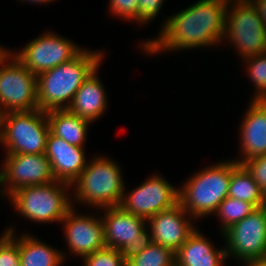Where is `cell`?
Returning a JSON list of instances; mask_svg holds the SVG:
<instances>
[{
	"label": "cell",
	"instance_id": "6da1fadb",
	"mask_svg": "<svg viewBox=\"0 0 266 266\" xmlns=\"http://www.w3.org/2000/svg\"><path fill=\"white\" fill-rule=\"evenodd\" d=\"M228 0H200L168 19L158 39L144 47L155 53L164 49L213 45L224 35Z\"/></svg>",
	"mask_w": 266,
	"mask_h": 266
},
{
	"label": "cell",
	"instance_id": "7a4b0ae2",
	"mask_svg": "<svg viewBox=\"0 0 266 266\" xmlns=\"http://www.w3.org/2000/svg\"><path fill=\"white\" fill-rule=\"evenodd\" d=\"M101 53L81 51L76 57L37 75L38 109H65L64 101L71 102L83 82L100 65Z\"/></svg>",
	"mask_w": 266,
	"mask_h": 266
},
{
	"label": "cell",
	"instance_id": "3957f363",
	"mask_svg": "<svg viewBox=\"0 0 266 266\" xmlns=\"http://www.w3.org/2000/svg\"><path fill=\"white\" fill-rule=\"evenodd\" d=\"M40 109L0 114V142L8 154H43L50 126Z\"/></svg>",
	"mask_w": 266,
	"mask_h": 266
},
{
	"label": "cell",
	"instance_id": "277c9868",
	"mask_svg": "<svg viewBox=\"0 0 266 266\" xmlns=\"http://www.w3.org/2000/svg\"><path fill=\"white\" fill-rule=\"evenodd\" d=\"M231 163L224 162L193 176L179 190V204L194 217L216 212L219 204L228 196Z\"/></svg>",
	"mask_w": 266,
	"mask_h": 266
},
{
	"label": "cell",
	"instance_id": "5b68a950",
	"mask_svg": "<svg viewBox=\"0 0 266 266\" xmlns=\"http://www.w3.org/2000/svg\"><path fill=\"white\" fill-rule=\"evenodd\" d=\"M121 172L113 161L96 158L73 181L78 200L99 207L119 206L124 195Z\"/></svg>",
	"mask_w": 266,
	"mask_h": 266
},
{
	"label": "cell",
	"instance_id": "8992f818",
	"mask_svg": "<svg viewBox=\"0 0 266 266\" xmlns=\"http://www.w3.org/2000/svg\"><path fill=\"white\" fill-rule=\"evenodd\" d=\"M56 182L61 185H57ZM64 185L69 187L70 184L55 180L45 185L22 187L13 192L10 197L16 209L31 220L62 221L72 208L64 188H61Z\"/></svg>",
	"mask_w": 266,
	"mask_h": 266
},
{
	"label": "cell",
	"instance_id": "52a82bcc",
	"mask_svg": "<svg viewBox=\"0 0 266 266\" xmlns=\"http://www.w3.org/2000/svg\"><path fill=\"white\" fill-rule=\"evenodd\" d=\"M105 210L106 216L102 220L106 247L118 249L125 262L153 243L144 228L145 219L123 210L120 206L106 207Z\"/></svg>",
	"mask_w": 266,
	"mask_h": 266
},
{
	"label": "cell",
	"instance_id": "ba28073f",
	"mask_svg": "<svg viewBox=\"0 0 266 266\" xmlns=\"http://www.w3.org/2000/svg\"><path fill=\"white\" fill-rule=\"evenodd\" d=\"M234 7L230 13L226 9L224 36L233 40L243 57L266 53V27L254 3L238 0Z\"/></svg>",
	"mask_w": 266,
	"mask_h": 266
},
{
	"label": "cell",
	"instance_id": "9c48e42d",
	"mask_svg": "<svg viewBox=\"0 0 266 266\" xmlns=\"http://www.w3.org/2000/svg\"><path fill=\"white\" fill-rule=\"evenodd\" d=\"M227 237L226 255L235 254L249 266H255L266 258V205L223 232Z\"/></svg>",
	"mask_w": 266,
	"mask_h": 266
},
{
	"label": "cell",
	"instance_id": "30bf717a",
	"mask_svg": "<svg viewBox=\"0 0 266 266\" xmlns=\"http://www.w3.org/2000/svg\"><path fill=\"white\" fill-rule=\"evenodd\" d=\"M13 58L9 65L0 63V114L38 109L37 77Z\"/></svg>",
	"mask_w": 266,
	"mask_h": 266
},
{
	"label": "cell",
	"instance_id": "8fae6325",
	"mask_svg": "<svg viewBox=\"0 0 266 266\" xmlns=\"http://www.w3.org/2000/svg\"><path fill=\"white\" fill-rule=\"evenodd\" d=\"M81 51L67 39L47 33L26 45L19 54H15V58L37 76L70 61Z\"/></svg>",
	"mask_w": 266,
	"mask_h": 266
},
{
	"label": "cell",
	"instance_id": "7c38bea8",
	"mask_svg": "<svg viewBox=\"0 0 266 266\" xmlns=\"http://www.w3.org/2000/svg\"><path fill=\"white\" fill-rule=\"evenodd\" d=\"M179 203V190L159 176H154L122 196L119 206L131 214L148 220L155 214L173 208Z\"/></svg>",
	"mask_w": 266,
	"mask_h": 266
},
{
	"label": "cell",
	"instance_id": "4fadbf2b",
	"mask_svg": "<svg viewBox=\"0 0 266 266\" xmlns=\"http://www.w3.org/2000/svg\"><path fill=\"white\" fill-rule=\"evenodd\" d=\"M0 183H9L8 194L17 189L34 185H45L55 181L50 162L43 154H8Z\"/></svg>",
	"mask_w": 266,
	"mask_h": 266
},
{
	"label": "cell",
	"instance_id": "5bb4252c",
	"mask_svg": "<svg viewBox=\"0 0 266 266\" xmlns=\"http://www.w3.org/2000/svg\"><path fill=\"white\" fill-rule=\"evenodd\" d=\"M69 248L83 257L106 247L104 224L89 216H77L71 208L62 220Z\"/></svg>",
	"mask_w": 266,
	"mask_h": 266
},
{
	"label": "cell",
	"instance_id": "9a60e30c",
	"mask_svg": "<svg viewBox=\"0 0 266 266\" xmlns=\"http://www.w3.org/2000/svg\"><path fill=\"white\" fill-rule=\"evenodd\" d=\"M185 212L178 203L173 208L159 212L148 219L151 225L152 242L176 253L196 230L187 218H184Z\"/></svg>",
	"mask_w": 266,
	"mask_h": 266
},
{
	"label": "cell",
	"instance_id": "2e32d148",
	"mask_svg": "<svg viewBox=\"0 0 266 266\" xmlns=\"http://www.w3.org/2000/svg\"><path fill=\"white\" fill-rule=\"evenodd\" d=\"M45 155L50 162L54 179L70 185L87 166L83 147L71 145L51 131L47 138Z\"/></svg>",
	"mask_w": 266,
	"mask_h": 266
},
{
	"label": "cell",
	"instance_id": "e0dca14e",
	"mask_svg": "<svg viewBox=\"0 0 266 266\" xmlns=\"http://www.w3.org/2000/svg\"><path fill=\"white\" fill-rule=\"evenodd\" d=\"M241 128L242 152L245 160L266 155V100H252Z\"/></svg>",
	"mask_w": 266,
	"mask_h": 266
},
{
	"label": "cell",
	"instance_id": "ac0fdd59",
	"mask_svg": "<svg viewBox=\"0 0 266 266\" xmlns=\"http://www.w3.org/2000/svg\"><path fill=\"white\" fill-rule=\"evenodd\" d=\"M95 73L96 70L83 82L72 102L65 105V109L90 122L102 115L107 103L103 85Z\"/></svg>",
	"mask_w": 266,
	"mask_h": 266
},
{
	"label": "cell",
	"instance_id": "d6986e66",
	"mask_svg": "<svg viewBox=\"0 0 266 266\" xmlns=\"http://www.w3.org/2000/svg\"><path fill=\"white\" fill-rule=\"evenodd\" d=\"M225 258V249L214 250L196 230L175 253L176 266H220Z\"/></svg>",
	"mask_w": 266,
	"mask_h": 266
},
{
	"label": "cell",
	"instance_id": "ffe728a7",
	"mask_svg": "<svg viewBox=\"0 0 266 266\" xmlns=\"http://www.w3.org/2000/svg\"><path fill=\"white\" fill-rule=\"evenodd\" d=\"M50 131L71 145L84 147L87 124L90 121L81 118L68 109H56L46 112Z\"/></svg>",
	"mask_w": 266,
	"mask_h": 266
},
{
	"label": "cell",
	"instance_id": "44dd1931",
	"mask_svg": "<svg viewBox=\"0 0 266 266\" xmlns=\"http://www.w3.org/2000/svg\"><path fill=\"white\" fill-rule=\"evenodd\" d=\"M228 196L250 202L257 208L266 205V196L242 164L231 162Z\"/></svg>",
	"mask_w": 266,
	"mask_h": 266
},
{
	"label": "cell",
	"instance_id": "7402d4cb",
	"mask_svg": "<svg viewBox=\"0 0 266 266\" xmlns=\"http://www.w3.org/2000/svg\"><path fill=\"white\" fill-rule=\"evenodd\" d=\"M19 256L21 266H59L64 258L61 252L30 236L20 238Z\"/></svg>",
	"mask_w": 266,
	"mask_h": 266
},
{
	"label": "cell",
	"instance_id": "603a6c76",
	"mask_svg": "<svg viewBox=\"0 0 266 266\" xmlns=\"http://www.w3.org/2000/svg\"><path fill=\"white\" fill-rule=\"evenodd\" d=\"M126 266H176L175 253L165 246L152 243L129 259Z\"/></svg>",
	"mask_w": 266,
	"mask_h": 266
},
{
	"label": "cell",
	"instance_id": "cb8c5ba5",
	"mask_svg": "<svg viewBox=\"0 0 266 266\" xmlns=\"http://www.w3.org/2000/svg\"><path fill=\"white\" fill-rule=\"evenodd\" d=\"M257 207L246 201L227 196L218 206L217 213L223 220V232L250 215Z\"/></svg>",
	"mask_w": 266,
	"mask_h": 266
},
{
	"label": "cell",
	"instance_id": "d4e9b609",
	"mask_svg": "<svg viewBox=\"0 0 266 266\" xmlns=\"http://www.w3.org/2000/svg\"><path fill=\"white\" fill-rule=\"evenodd\" d=\"M249 58V59H248ZM251 79L258 87L254 100H266V53L248 57ZM251 58V59H250Z\"/></svg>",
	"mask_w": 266,
	"mask_h": 266
},
{
	"label": "cell",
	"instance_id": "484cf974",
	"mask_svg": "<svg viewBox=\"0 0 266 266\" xmlns=\"http://www.w3.org/2000/svg\"><path fill=\"white\" fill-rule=\"evenodd\" d=\"M13 232L8 229L0 239V266H21L19 240H14Z\"/></svg>",
	"mask_w": 266,
	"mask_h": 266
},
{
	"label": "cell",
	"instance_id": "4316f807",
	"mask_svg": "<svg viewBox=\"0 0 266 266\" xmlns=\"http://www.w3.org/2000/svg\"><path fill=\"white\" fill-rule=\"evenodd\" d=\"M85 266H126V262L118 249L105 247L84 257Z\"/></svg>",
	"mask_w": 266,
	"mask_h": 266
},
{
	"label": "cell",
	"instance_id": "83f0119b",
	"mask_svg": "<svg viewBox=\"0 0 266 266\" xmlns=\"http://www.w3.org/2000/svg\"><path fill=\"white\" fill-rule=\"evenodd\" d=\"M242 165L246 168L266 196V155L253 157L244 161Z\"/></svg>",
	"mask_w": 266,
	"mask_h": 266
},
{
	"label": "cell",
	"instance_id": "f1b7e54d",
	"mask_svg": "<svg viewBox=\"0 0 266 266\" xmlns=\"http://www.w3.org/2000/svg\"><path fill=\"white\" fill-rule=\"evenodd\" d=\"M112 13L138 20V0H110Z\"/></svg>",
	"mask_w": 266,
	"mask_h": 266
},
{
	"label": "cell",
	"instance_id": "f546056e",
	"mask_svg": "<svg viewBox=\"0 0 266 266\" xmlns=\"http://www.w3.org/2000/svg\"><path fill=\"white\" fill-rule=\"evenodd\" d=\"M164 0H138V21L146 22L157 16Z\"/></svg>",
	"mask_w": 266,
	"mask_h": 266
},
{
	"label": "cell",
	"instance_id": "4dcf8cb0",
	"mask_svg": "<svg viewBox=\"0 0 266 266\" xmlns=\"http://www.w3.org/2000/svg\"><path fill=\"white\" fill-rule=\"evenodd\" d=\"M250 2L254 3V5L256 6L266 27V0L254 1V2L251 0Z\"/></svg>",
	"mask_w": 266,
	"mask_h": 266
},
{
	"label": "cell",
	"instance_id": "1f68e13d",
	"mask_svg": "<svg viewBox=\"0 0 266 266\" xmlns=\"http://www.w3.org/2000/svg\"><path fill=\"white\" fill-rule=\"evenodd\" d=\"M8 57H9L8 51L7 50L5 51L3 48L0 47V63L1 62L4 63L5 60L9 59Z\"/></svg>",
	"mask_w": 266,
	"mask_h": 266
},
{
	"label": "cell",
	"instance_id": "d6a6232c",
	"mask_svg": "<svg viewBox=\"0 0 266 266\" xmlns=\"http://www.w3.org/2000/svg\"><path fill=\"white\" fill-rule=\"evenodd\" d=\"M255 266H266V258L258 262Z\"/></svg>",
	"mask_w": 266,
	"mask_h": 266
},
{
	"label": "cell",
	"instance_id": "836d02e7",
	"mask_svg": "<svg viewBox=\"0 0 266 266\" xmlns=\"http://www.w3.org/2000/svg\"><path fill=\"white\" fill-rule=\"evenodd\" d=\"M28 1L36 2V3H38V2H39V3H40V2H41V3H42V2H45V3H46V2H49V1H52V0H28Z\"/></svg>",
	"mask_w": 266,
	"mask_h": 266
}]
</instances>
